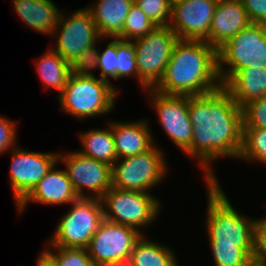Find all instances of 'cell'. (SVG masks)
I'll list each match as a JSON object with an SVG mask.
<instances>
[{"instance_id":"cell-19","label":"cell","mask_w":266,"mask_h":266,"mask_svg":"<svg viewBox=\"0 0 266 266\" xmlns=\"http://www.w3.org/2000/svg\"><path fill=\"white\" fill-rule=\"evenodd\" d=\"M94 2V3H93ZM86 8L102 38L123 40V26L134 0H96Z\"/></svg>"},{"instance_id":"cell-7","label":"cell","mask_w":266,"mask_h":266,"mask_svg":"<svg viewBox=\"0 0 266 266\" xmlns=\"http://www.w3.org/2000/svg\"><path fill=\"white\" fill-rule=\"evenodd\" d=\"M104 220L101 199L78 198L59 219L48 245L87 249L91 238Z\"/></svg>"},{"instance_id":"cell-5","label":"cell","mask_w":266,"mask_h":266,"mask_svg":"<svg viewBox=\"0 0 266 266\" xmlns=\"http://www.w3.org/2000/svg\"><path fill=\"white\" fill-rule=\"evenodd\" d=\"M217 59L223 86L243 68L266 67V25L250 23L217 49Z\"/></svg>"},{"instance_id":"cell-20","label":"cell","mask_w":266,"mask_h":266,"mask_svg":"<svg viewBox=\"0 0 266 266\" xmlns=\"http://www.w3.org/2000/svg\"><path fill=\"white\" fill-rule=\"evenodd\" d=\"M12 3L20 20L31 30L52 37L61 13L53 0H12Z\"/></svg>"},{"instance_id":"cell-25","label":"cell","mask_w":266,"mask_h":266,"mask_svg":"<svg viewBox=\"0 0 266 266\" xmlns=\"http://www.w3.org/2000/svg\"><path fill=\"white\" fill-rule=\"evenodd\" d=\"M238 159L266 164V129L243 128V146Z\"/></svg>"},{"instance_id":"cell-11","label":"cell","mask_w":266,"mask_h":266,"mask_svg":"<svg viewBox=\"0 0 266 266\" xmlns=\"http://www.w3.org/2000/svg\"><path fill=\"white\" fill-rule=\"evenodd\" d=\"M66 16L61 11L52 33V37L55 35L52 49L71 63L87 47L98 42L103 43L104 38L100 36L96 23L86 7Z\"/></svg>"},{"instance_id":"cell-12","label":"cell","mask_w":266,"mask_h":266,"mask_svg":"<svg viewBox=\"0 0 266 266\" xmlns=\"http://www.w3.org/2000/svg\"><path fill=\"white\" fill-rule=\"evenodd\" d=\"M64 163L65 170L79 198L102 199L112 187V167L87 157L78 151L58 154V162ZM89 191V193H85ZM91 192V194H90Z\"/></svg>"},{"instance_id":"cell-33","label":"cell","mask_w":266,"mask_h":266,"mask_svg":"<svg viewBox=\"0 0 266 266\" xmlns=\"http://www.w3.org/2000/svg\"><path fill=\"white\" fill-rule=\"evenodd\" d=\"M243 128L266 129V96L247 103L242 108Z\"/></svg>"},{"instance_id":"cell-22","label":"cell","mask_w":266,"mask_h":266,"mask_svg":"<svg viewBox=\"0 0 266 266\" xmlns=\"http://www.w3.org/2000/svg\"><path fill=\"white\" fill-rule=\"evenodd\" d=\"M105 128H93L79 133L81 149L77 150L81 154L106 163L112 167L118 159L115 150V141L112 133V121L107 122Z\"/></svg>"},{"instance_id":"cell-1","label":"cell","mask_w":266,"mask_h":266,"mask_svg":"<svg viewBox=\"0 0 266 266\" xmlns=\"http://www.w3.org/2000/svg\"><path fill=\"white\" fill-rule=\"evenodd\" d=\"M193 137L186 155L203 169L204 182L218 181L212 163L222 157L237 158L243 146L242 108L222 86L199 96H188Z\"/></svg>"},{"instance_id":"cell-23","label":"cell","mask_w":266,"mask_h":266,"mask_svg":"<svg viewBox=\"0 0 266 266\" xmlns=\"http://www.w3.org/2000/svg\"><path fill=\"white\" fill-rule=\"evenodd\" d=\"M145 237L142 235L135 243L126 266H179L171 247Z\"/></svg>"},{"instance_id":"cell-35","label":"cell","mask_w":266,"mask_h":266,"mask_svg":"<svg viewBox=\"0 0 266 266\" xmlns=\"http://www.w3.org/2000/svg\"><path fill=\"white\" fill-rule=\"evenodd\" d=\"M17 122L0 115V155L16 147Z\"/></svg>"},{"instance_id":"cell-6","label":"cell","mask_w":266,"mask_h":266,"mask_svg":"<svg viewBox=\"0 0 266 266\" xmlns=\"http://www.w3.org/2000/svg\"><path fill=\"white\" fill-rule=\"evenodd\" d=\"M158 146L155 144L144 153L117 159L112 165V187L152 193L150 189L163 182L169 173L166 154Z\"/></svg>"},{"instance_id":"cell-4","label":"cell","mask_w":266,"mask_h":266,"mask_svg":"<svg viewBox=\"0 0 266 266\" xmlns=\"http://www.w3.org/2000/svg\"><path fill=\"white\" fill-rule=\"evenodd\" d=\"M117 97V88L112 83L71 73L58 100L63 112L83 121L114 110Z\"/></svg>"},{"instance_id":"cell-36","label":"cell","mask_w":266,"mask_h":266,"mask_svg":"<svg viewBox=\"0 0 266 266\" xmlns=\"http://www.w3.org/2000/svg\"><path fill=\"white\" fill-rule=\"evenodd\" d=\"M251 23L266 25V0H242Z\"/></svg>"},{"instance_id":"cell-17","label":"cell","mask_w":266,"mask_h":266,"mask_svg":"<svg viewBox=\"0 0 266 266\" xmlns=\"http://www.w3.org/2000/svg\"><path fill=\"white\" fill-rule=\"evenodd\" d=\"M250 23L242 0L219 1L210 27L209 44L218 49Z\"/></svg>"},{"instance_id":"cell-21","label":"cell","mask_w":266,"mask_h":266,"mask_svg":"<svg viewBox=\"0 0 266 266\" xmlns=\"http://www.w3.org/2000/svg\"><path fill=\"white\" fill-rule=\"evenodd\" d=\"M236 104L247 103L266 96V67H248L239 70L224 86Z\"/></svg>"},{"instance_id":"cell-24","label":"cell","mask_w":266,"mask_h":266,"mask_svg":"<svg viewBox=\"0 0 266 266\" xmlns=\"http://www.w3.org/2000/svg\"><path fill=\"white\" fill-rule=\"evenodd\" d=\"M44 53L35 62L38 74L43 82L44 89L53 88L59 91L58 95H60L71 75L70 63L50 47Z\"/></svg>"},{"instance_id":"cell-9","label":"cell","mask_w":266,"mask_h":266,"mask_svg":"<svg viewBox=\"0 0 266 266\" xmlns=\"http://www.w3.org/2000/svg\"><path fill=\"white\" fill-rule=\"evenodd\" d=\"M151 194L111 187L101 199L104 219L133 227L144 235L143 228L151 225L162 212L160 200Z\"/></svg>"},{"instance_id":"cell-28","label":"cell","mask_w":266,"mask_h":266,"mask_svg":"<svg viewBox=\"0 0 266 266\" xmlns=\"http://www.w3.org/2000/svg\"><path fill=\"white\" fill-rule=\"evenodd\" d=\"M117 81L120 78L134 76L138 81L135 47L132 41L117 38Z\"/></svg>"},{"instance_id":"cell-30","label":"cell","mask_w":266,"mask_h":266,"mask_svg":"<svg viewBox=\"0 0 266 266\" xmlns=\"http://www.w3.org/2000/svg\"><path fill=\"white\" fill-rule=\"evenodd\" d=\"M48 246L50 247L46 250L56 259L59 266H86L91 261L87 249Z\"/></svg>"},{"instance_id":"cell-26","label":"cell","mask_w":266,"mask_h":266,"mask_svg":"<svg viewBox=\"0 0 266 266\" xmlns=\"http://www.w3.org/2000/svg\"><path fill=\"white\" fill-rule=\"evenodd\" d=\"M156 25L133 3L123 26V40L133 41L148 34Z\"/></svg>"},{"instance_id":"cell-13","label":"cell","mask_w":266,"mask_h":266,"mask_svg":"<svg viewBox=\"0 0 266 266\" xmlns=\"http://www.w3.org/2000/svg\"><path fill=\"white\" fill-rule=\"evenodd\" d=\"M153 105L158 122L171 141L186 152L193 137V127L188 112V96L167 95L153 88L146 90Z\"/></svg>"},{"instance_id":"cell-29","label":"cell","mask_w":266,"mask_h":266,"mask_svg":"<svg viewBox=\"0 0 266 266\" xmlns=\"http://www.w3.org/2000/svg\"><path fill=\"white\" fill-rule=\"evenodd\" d=\"M145 15L156 26H169L172 16V3L169 0H134Z\"/></svg>"},{"instance_id":"cell-37","label":"cell","mask_w":266,"mask_h":266,"mask_svg":"<svg viewBox=\"0 0 266 266\" xmlns=\"http://www.w3.org/2000/svg\"><path fill=\"white\" fill-rule=\"evenodd\" d=\"M37 255L36 266H59L56 259L45 249Z\"/></svg>"},{"instance_id":"cell-27","label":"cell","mask_w":266,"mask_h":266,"mask_svg":"<svg viewBox=\"0 0 266 266\" xmlns=\"http://www.w3.org/2000/svg\"><path fill=\"white\" fill-rule=\"evenodd\" d=\"M215 266H254L252 259L235 245H210Z\"/></svg>"},{"instance_id":"cell-38","label":"cell","mask_w":266,"mask_h":266,"mask_svg":"<svg viewBox=\"0 0 266 266\" xmlns=\"http://www.w3.org/2000/svg\"><path fill=\"white\" fill-rule=\"evenodd\" d=\"M86 266H101V265H99V264H97L91 260Z\"/></svg>"},{"instance_id":"cell-10","label":"cell","mask_w":266,"mask_h":266,"mask_svg":"<svg viewBox=\"0 0 266 266\" xmlns=\"http://www.w3.org/2000/svg\"><path fill=\"white\" fill-rule=\"evenodd\" d=\"M142 235L133 227L104 219L87 247L90 259L101 266H126Z\"/></svg>"},{"instance_id":"cell-3","label":"cell","mask_w":266,"mask_h":266,"mask_svg":"<svg viewBox=\"0 0 266 266\" xmlns=\"http://www.w3.org/2000/svg\"><path fill=\"white\" fill-rule=\"evenodd\" d=\"M218 181L206 182V234L210 245H235L251 259L253 256L255 218L238 212L231 205Z\"/></svg>"},{"instance_id":"cell-31","label":"cell","mask_w":266,"mask_h":266,"mask_svg":"<svg viewBox=\"0 0 266 266\" xmlns=\"http://www.w3.org/2000/svg\"><path fill=\"white\" fill-rule=\"evenodd\" d=\"M96 45L87 47L70 63L71 73L81 77H97L93 74V70L98 68L99 50Z\"/></svg>"},{"instance_id":"cell-15","label":"cell","mask_w":266,"mask_h":266,"mask_svg":"<svg viewBox=\"0 0 266 266\" xmlns=\"http://www.w3.org/2000/svg\"><path fill=\"white\" fill-rule=\"evenodd\" d=\"M216 0H180L172 4L169 27L180 40H205L217 5Z\"/></svg>"},{"instance_id":"cell-32","label":"cell","mask_w":266,"mask_h":266,"mask_svg":"<svg viewBox=\"0 0 266 266\" xmlns=\"http://www.w3.org/2000/svg\"><path fill=\"white\" fill-rule=\"evenodd\" d=\"M117 38H113L107 44L103 52L98 54V69L100 70V79L109 83L111 78L117 80Z\"/></svg>"},{"instance_id":"cell-39","label":"cell","mask_w":266,"mask_h":266,"mask_svg":"<svg viewBox=\"0 0 266 266\" xmlns=\"http://www.w3.org/2000/svg\"><path fill=\"white\" fill-rule=\"evenodd\" d=\"M172 4H174L175 2L177 1H180V0H169Z\"/></svg>"},{"instance_id":"cell-14","label":"cell","mask_w":266,"mask_h":266,"mask_svg":"<svg viewBox=\"0 0 266 266\" xmlns=\"http://www.w3.org/2000/svg\"><path fill=\"white\" fill-rule=\"evenodd\" d=\"M10 154L12 162L8 177L17 205L58 162L59 153L28 151L17 146Z\"/></svg>"},{"instance_id":"cell-34","label":"cell","mask_w":266,"mask_h":266,"mask_svg":"<svg viewBox=\"0 0 266 266\" xmlns=\"http://www.w3.org/2000/svg\"><path fill=\"white\" fill-rule=\"evenodd\" d=\"M252 262L254 266H266V216L255 220Z\"/></svg>"},{"instance_id":"cell-16","label":"cell","mask_w":266,"mask_h":266,"mask_svg":"<svg viewBox=\"0 0 266 266\" xmlns=\"http://www.w3.org/2000/svg\"><path fill=\"white\" fill-rule=\"evenodd\" d=\"M55 163L35 187L16 205L19 214L26 209L29 201L49 205L71 204L78 199L65 169Z\"/></svg>"},{"instance_id":"cell-2","label":"cell","mask_w":266,"mask_h":266,"mask_svg":"<svg viewBox=\"0 0 266 266\" xmlns=\"http://www.w3.org/2000/svg\"><path fill=\"white\" fill-rule=\"evenodd\" d=\"M217 49L205 40H178L164 76L153 88L167 95L199 96L222 87Z\"/></svg>"},{"instance_id":"cell-18","label":"cell","mask_w":266,"mask_h":266,"mask_svg":"<svg viewBox=\"0 0 266 266\" xmlns=\"http://www.w3.org/2000/svg\"><path fill=\"white\" fill-rule=\"evenodd\" d=\"M149 119L112 121V133L117 158L135 156L150 150L156 143Z\"/></svg>"},{"instance_id":"cell-8","label":"cell","mask_w":266,"mask_h":266,"mask_svg":"<svg viewBox=\"0 0 266 266\" xmlns=\"http://www.w3.org/2000/svg\"><path fill=\"white\" fill-rule=\"evenodd\" d=\"M178 40L169 26H155L144 37L132 41L138 82L143 90L154 88L162 79Z\"/></svg>"}]
</instances>
